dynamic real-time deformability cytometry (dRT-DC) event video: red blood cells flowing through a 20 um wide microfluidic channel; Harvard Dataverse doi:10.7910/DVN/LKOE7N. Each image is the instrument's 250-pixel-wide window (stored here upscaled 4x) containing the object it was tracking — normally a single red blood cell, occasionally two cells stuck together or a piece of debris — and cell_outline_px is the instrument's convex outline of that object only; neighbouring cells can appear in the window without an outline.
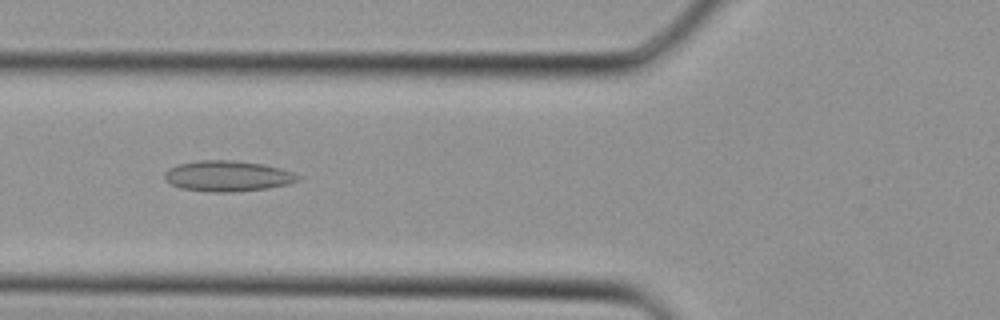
{"species": "Egyptian fruit bat (a non-hibernating species)", "species_latin": "Rousettus aegyptiacus", "temperature_condition": "cold", "stored_images_in_passage": 34, "camera_frame_rate_fps": 3000, "um_per_image_px": 0.085, "animal": {"sex": "female"}, "frame": {"image": 1, "passage_image": 12, "time_ms": 3.667, "image_size_px": [1000, 320], "cell_outline_px": [[300, 180], [288, 184], [268, 188], [232, 192], [208, 192], [180, 188], [164, 180], [164, 172], [168, 168], [180, 164], [200, 160], [232, 160], [260, 164], [280, 168], [292, 172], [300, 176]], "centroid_in_image_um": [19.32, 14.97], "position_along_channel_um": 106.5, "area_um2": 23.81}}
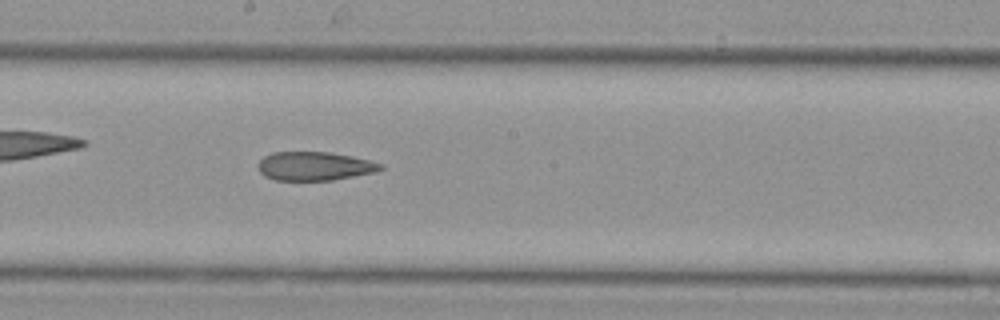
{"frame": {"image": 2, "passage_image": 18, "time_ms": 5.667, "image_size_px": [1000, 320], "cell_outline_px": [[384, 168], [376, 172], [332, 180], [276, 180], [264, 176], [260, 172], [256, 164], [264, 156], [272, 152], [332, 152], [372, 160], [384, 164]], "centroid_in_image_um": [26.76, 14.11], "position_along_channel_um": 221.4, "area_um2": 20.75}}
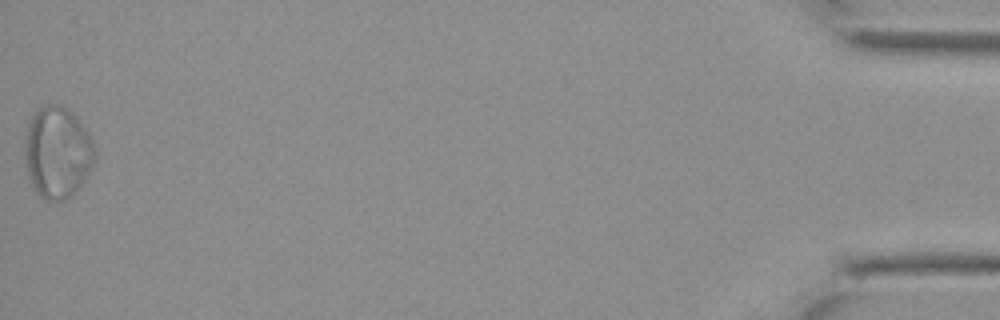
{"frame": {"image": 3, "passage_image": 34, "time_ms": 11.0, "image_size_px": [1000, 320], "cell_outline_px": [[96, 156], [92, 168], [84, 180], [72, 196], [64, 200], [48, 200], [40, 196], [36, 192], [28, 176], [24, 152], [28, 124], [32, 116], [40, 108], [48, 104], [60, 104], [68, 108], [76, 116], [88, 132], [96, 148]], "centroid_in_image_um": [4.91, 12.95], "position_along_channel_um": 430.3, "area_um2": 37.51}}